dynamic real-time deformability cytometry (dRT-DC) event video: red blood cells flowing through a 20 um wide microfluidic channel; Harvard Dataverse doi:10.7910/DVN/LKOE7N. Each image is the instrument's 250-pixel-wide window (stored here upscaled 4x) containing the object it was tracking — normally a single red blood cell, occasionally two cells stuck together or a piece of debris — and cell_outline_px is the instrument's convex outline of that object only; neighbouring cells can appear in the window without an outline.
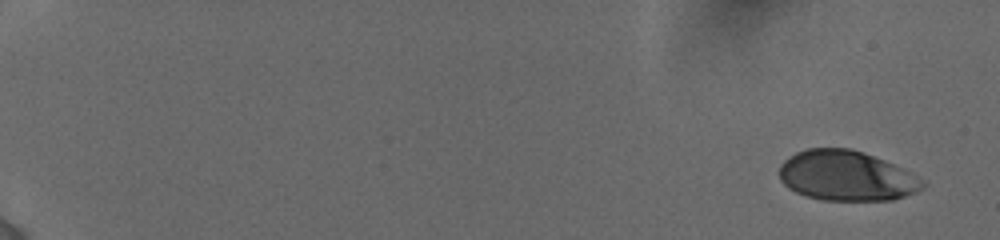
{"species": "human", "species_latin": "Homo sapiens", "temperature_condition": "cold", "stored_images_in_passage": 6, "camera_frame_rate_fps": 3000, "um_per_image_px": 0.085, "donor": {"sex": "female"}, "frame": {"image": 1, "passage_image": 1, "time_ms": 0.0, "image_size_px": [1000, 240], "cell_outline_px": [[928, 184], [924, 188], [916, 192], [892, 200], [820, 200], [804, 196], [788, 188], [780, 180], [780, 164], [788, 156], [796, 152], [808, 148], [852, 148], [864, 152], [884, 160], [912, 172], [924, 180]], "centroid_in_image_um": [71.96, 14.94], "position_along_channel_um": 13.0, "area_um2": 42.25}}